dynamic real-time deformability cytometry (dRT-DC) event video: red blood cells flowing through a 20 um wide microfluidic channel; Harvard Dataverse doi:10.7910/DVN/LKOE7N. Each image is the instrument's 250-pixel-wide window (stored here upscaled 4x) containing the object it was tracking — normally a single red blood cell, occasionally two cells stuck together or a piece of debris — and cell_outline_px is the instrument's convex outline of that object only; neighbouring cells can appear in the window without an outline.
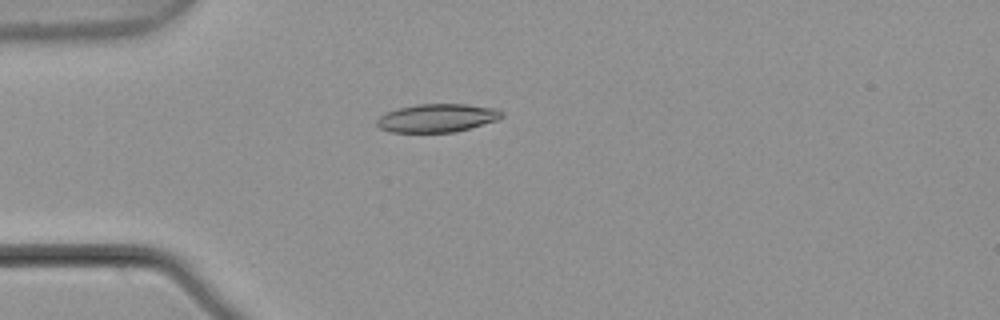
{"species": "common noctule bat (a hibernating species)", "species_latin": "Nyctalus noctula", "temperature_condition": "warm", "stored_images_in_passage": 3, "camera_frame_rate_fps": 3000, "um_per_image_px": 0.085, "animal": {"sex": "male", "body_mass_g": 21.5, "forearm_length_mm": 52.0}, "frame": {"image": 1, "passage_image": 3, "time_ms": 0.667, "image_size_px": [1000, 320], "cell_outline_px": [[504, 116], [496, 120], [456, 132], [392, 132], [380, 128], [376, 124], [376, 120], [380, 116], [388, 112], [400, 108], [416, 104], [468, 104], [496, 108], [504, 112]], "centroid_in_image_um": [37.18, 10.02], "position_along_channel_um": 47.8, "area_um2": 20.52}}